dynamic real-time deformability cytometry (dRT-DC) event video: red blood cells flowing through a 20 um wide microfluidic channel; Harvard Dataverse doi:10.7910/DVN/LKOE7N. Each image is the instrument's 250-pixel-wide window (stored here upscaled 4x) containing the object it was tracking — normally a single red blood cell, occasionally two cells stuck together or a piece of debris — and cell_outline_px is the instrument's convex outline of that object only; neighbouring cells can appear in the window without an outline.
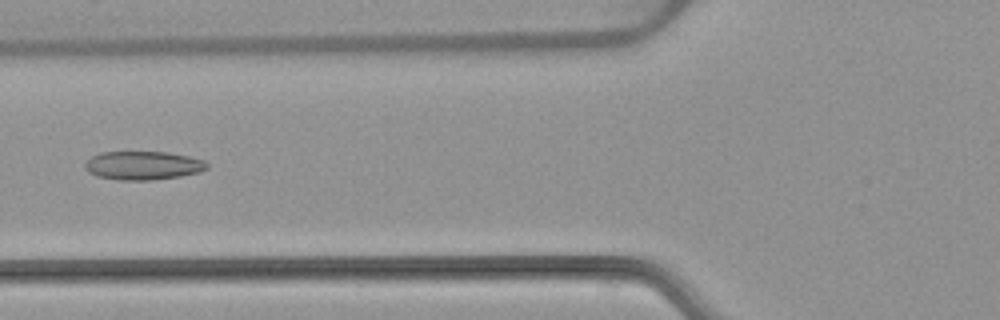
{"species": "common noctule bat (a hibernating species)", "species_latin": "Nyctalus noctula", "temperature_condition": "warm", "stored_images_in_passage": 7, "camera_frame_rate_fps": 3000, "um_per_image_px": 0.085, "animal": {"sex": "female", "body_mass_g": 22.7, "forearm_length_mm": 54.2}, "frame": {"image": 1, "passage_image": 6, "time_ms": 6.333, "image_size_px": [1000, 320], "cell_outline_px": [[208, 168], [200, 172], [180, 176], [152, 180], [116, 180], [96, 176], [88, 172], [84, 168], [84, 164], [92, 156], [100, 152], [168, 152], [188, 156], [204, 160], [208, 164]], "centroid_in_image_um": [12.14, 14.07], "position_along_channel_um": 113.7, "area_um2": 20.46}}
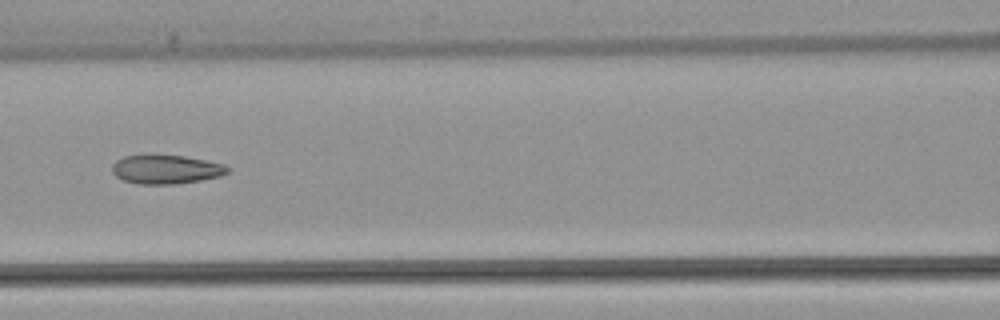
{"frame": {"image": 2, "passage_image": 7, "time_ms": 7.333, "image_size_px": [1000, 320], "cell_outline_px": [[228, 172], [220, 176], [200, 180], [176, 184], [140, 184], [124, 180], [116, 176], [112, 172], [112, 164], [116, 160], [124, 156], [184, 156], [224, 164], [228, 168]], "centroid_in_image_um": [14.1, 14.41], "position_along_channel_um": 152.5, "area_um2": 19.07}}